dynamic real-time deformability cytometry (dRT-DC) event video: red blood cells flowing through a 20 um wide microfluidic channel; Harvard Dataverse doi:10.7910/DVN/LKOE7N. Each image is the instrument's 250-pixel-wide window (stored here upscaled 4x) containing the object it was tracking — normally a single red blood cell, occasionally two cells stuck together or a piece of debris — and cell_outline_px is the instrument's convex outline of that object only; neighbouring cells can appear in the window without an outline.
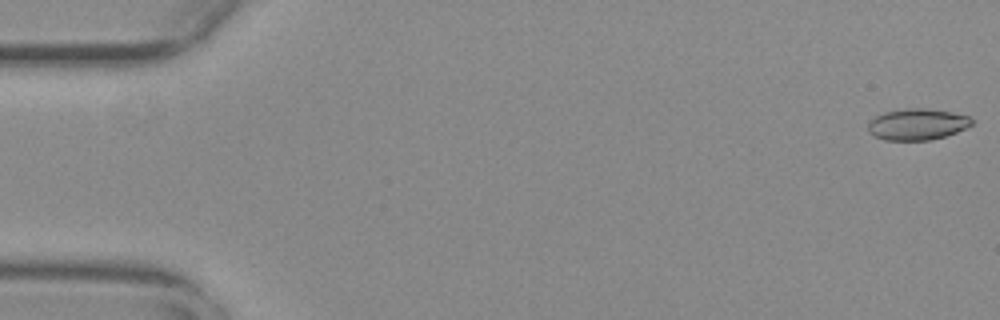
{"species": "common noctule bat (a hibernating species)", "species_latin": "Nyctalus noctula", "temperature_condition": "warm", "stored_images_in_passage": 10, "camera_frame_rate_fps": 3000, "um_per_image_px": 0.085, "animal": {"sex": "female", "body_mass_g": 29.2, "forearm_length_mm": 56.3}, "frame": {"image": 1, "passage_image": 1, "time_ms": 0.0, "image_size_px": [1000, 320], "cell_outline_px": [[972, 124], [956, 132], [944, 136], [928, 140], [884, 140], [868, 132], [868, 124], [876, 116], [884, 112], [904, 108], [924, 108], [952, 112], [968, 116], [972, 120]], "centroid_in_image_um": [77.94, 10.56], "position_along_channel_um": 7.1, "area_um2": 18.73}}